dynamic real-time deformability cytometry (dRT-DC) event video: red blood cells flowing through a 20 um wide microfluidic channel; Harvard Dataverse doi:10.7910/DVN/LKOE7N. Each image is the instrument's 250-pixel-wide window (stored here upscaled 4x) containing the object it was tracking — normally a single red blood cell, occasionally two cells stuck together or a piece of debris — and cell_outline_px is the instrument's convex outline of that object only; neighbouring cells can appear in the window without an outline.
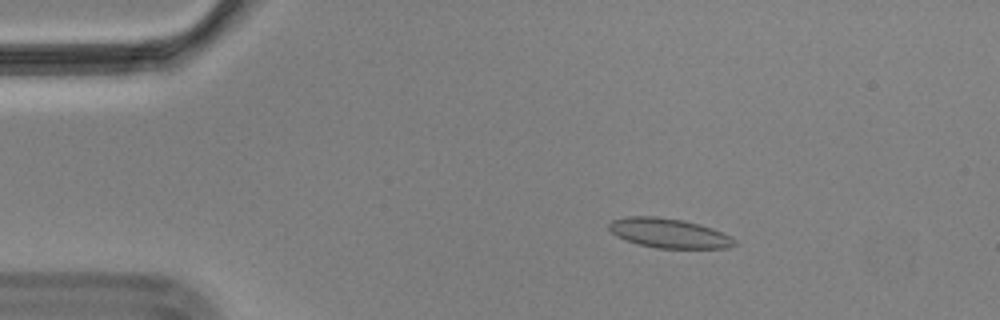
{"species": "Egyptian fruit bat (a non-hibernating species)", "species_latin": "Rousettus aegyptiacus", "temperature_condition": "cold", "stored_images_in_passage": 57, "camera_frame_rate_fps": 3000, "um_per_image_px": 0.085, "animal": {"sex": "male"}, "frame": {"image": 1, "passage_image": 10, "time_ms": 3.0, "image_size_px": [1000, 320], "cell_outline_px": [[736, 244], [728, 248], [656, 248], [640, 244], [616, 236], [608, 228], [608, 224], [612, 220], [624, 216], [656, 216], [684, 220], [700, 224], [712, 228], [732, 236], [736, 240]], "centroid_in_image_um": [56.87, 19.81], "position_along_channel_um": 28.1, "area_um2": 21.68}}
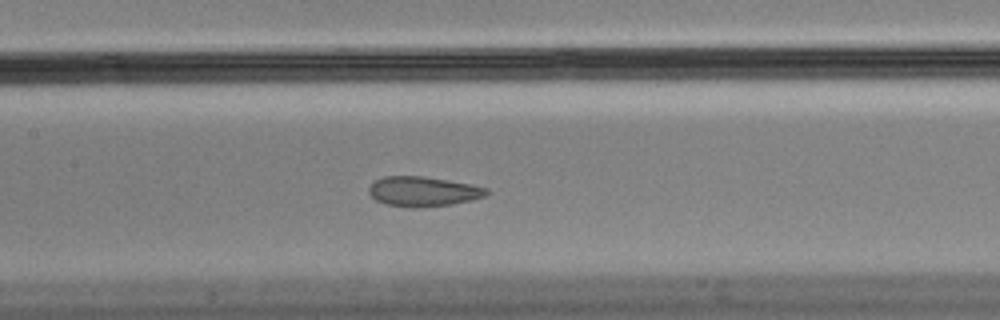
{"frame": {"image": 2, "passage_image": 27, "time_ms": 8.667, "image_size_px": [1000, 320], "cell_outline_px": [[488, 192], [484, 196], [472, 200], [452, 204], [416, 208], [412, 208], [384, 204], [376, 200], [368, 192], [368, 188], [376, 180], [384, 176], [424, 176], [448, 180], [488, 188]], "centroid_in_image_um": [35.94, 16.28], "position_along_channel_um": 171.5, "area_um2": 20.4}}
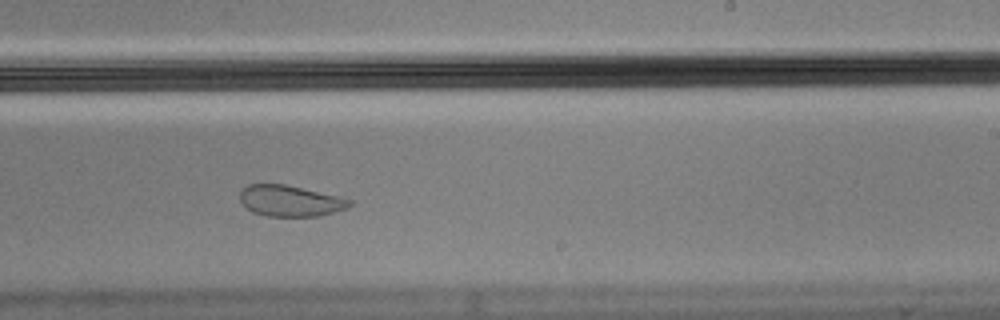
{"frame": {"image": 3, "passage_image": 35, "time_ms": 11.333, "image_size_px": [1000, 320], "cell_outline_px": [[352, 204], [348, 208], [316, 216], [264, 216], [252, 212], [240, 200], [240, 192], [248, 184], [284, 184], [340, 196], [352, 200]], "centroid_in_image_um": [24.68, 17.07], "position_along_channel_um": 264.3, "area_um2": 19.77}}